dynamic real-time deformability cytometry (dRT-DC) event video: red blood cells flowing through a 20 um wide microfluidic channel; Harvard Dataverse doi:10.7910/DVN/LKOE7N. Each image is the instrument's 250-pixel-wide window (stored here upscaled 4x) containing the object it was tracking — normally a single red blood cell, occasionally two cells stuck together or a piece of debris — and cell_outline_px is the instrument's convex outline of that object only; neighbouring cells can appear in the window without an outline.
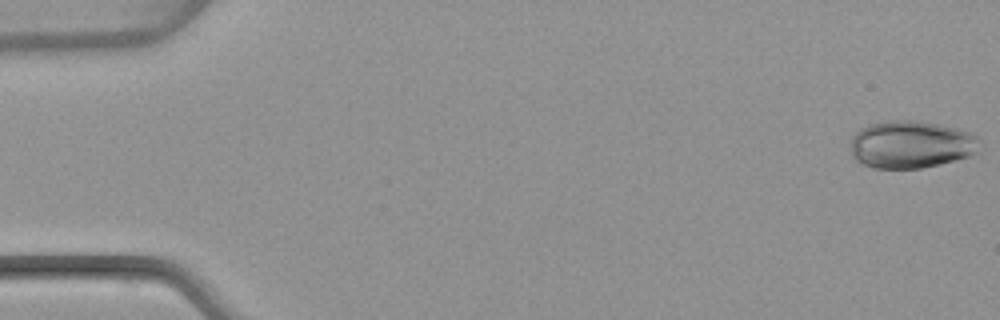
{"species": "common noctule bat (a hibernating species)", "species_latin": "Nyctalus noctula", "temperature_condition": "warm", "stored_images_in_passage": 46, "camera_frame_rate_fps": 3000, "um_per_image_px": 0.085, "animal": {"sex": "female", "body_mass_g": 22.7, "forearm_length_mm": 54.2}, "frame": {"image": 1, "passage_image": 1, "time_ms": 0.0, "image_size_px": [1000, 320], "cell_outline_px": [[984, 148], [968, 156], [920, 168], [872, 168], [856, 160], [852, 156], [852, 136], [860, 128], [868, 124], [888, 120], [916, 120], [956, 128], [972, 132], [980, 140]], "centroid_in_image_um": [77.46, 12.26], "position_along_channel_um": 7.5, "area_um2": 35.84}}
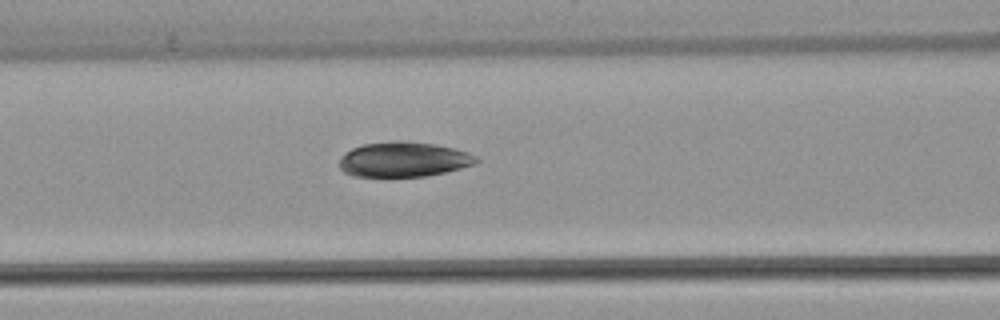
{"frame": {"image": 2, "passage_image": 21, "time_ms": 6.667, "image_size_px": [1000, 320], "cell_outline_px": [[480, 160], [476, 164], [444, 172], [424, 176], [352, 176], [344, 172], [340, 168], [340, 156], [344, 152], [352, 148], [364, 144], [392, 140], [400, 140], [436, 144], [468, 152], [476, 156]], "centroid_in_image_um": [34.29, 13.54], "position_along_channel_um": 132.3, "area_um2": 27.98}}
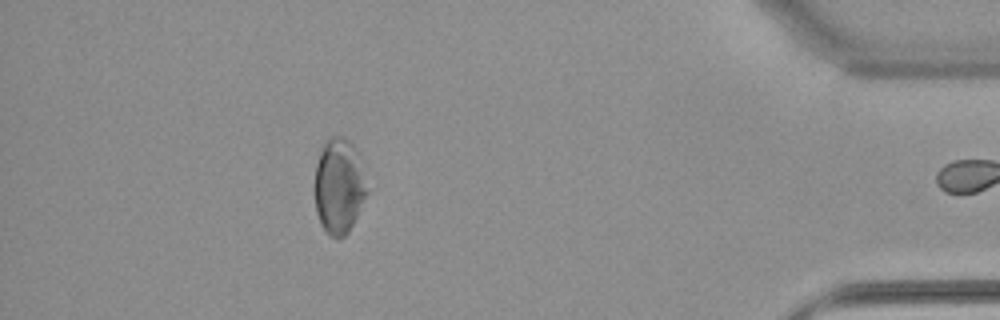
{"frame": {"image": 3, "passage_image": 45, "time_ms": 14.667, "image_size_px": [1000, 320], "cell_outline_px": [[368, 192], [348, 232], [344, 236], [332, 236], [324, 232], [320, 224], [316, 212], [316, 164], [320, 152], [328, 136], [344, 136], [356, 148]], "centroid_in_image_um": [28.8, 15.8], "position_along_channel_um": 406.4, "area_um2": 28.61}, "authors_computed_cell_mechanics": {"area_um2": 28.6688, "velocity_mm_per_s": 4.0662, "shape_relaxation_time_tau1_ms": 5.3926, "shape_relaxation_time_tau2_ms": 3.3128, "deformation_change_tau1": 0.0865, "deformation_change_tau2": 0.0834}}